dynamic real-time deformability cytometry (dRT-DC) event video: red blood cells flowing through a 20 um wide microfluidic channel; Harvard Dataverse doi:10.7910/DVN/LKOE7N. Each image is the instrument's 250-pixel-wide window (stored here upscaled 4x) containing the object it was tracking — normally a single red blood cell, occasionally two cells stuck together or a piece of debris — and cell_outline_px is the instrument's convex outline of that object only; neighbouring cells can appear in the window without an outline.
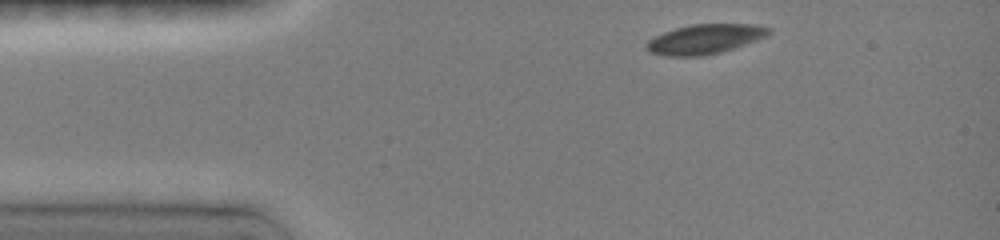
{"species": "common noctule bat (a hibernating species)", "species_latin": "Nyctalus noctula", "temperature_condition": "room temperature", "stored_images_in_passage": 22, "camera_frame_rate_fps": 3000, "um_per_image_px": 0.085, "animal": {"sex": "female", "body_mass_g": 19.0, "forearm_length_mm": 51.5}, "frame": {"image": 1, "passage_image": 1, "time_ms": 0.0, "image_size_px": [1000, 240], "cell_outline_px": [[772, 32], [764, 36], [732, 48], [720, 52], [700, 56], [672, 56], [652, 52], [648, 48], [648, 40], [664, 32], [676, 28], [692, 24], [752, 24], [772, 28]], "centroid_in_image_um": [59.93, 3.3], "position_along_channel_um": 25.1, "area_um2": 20.46}}
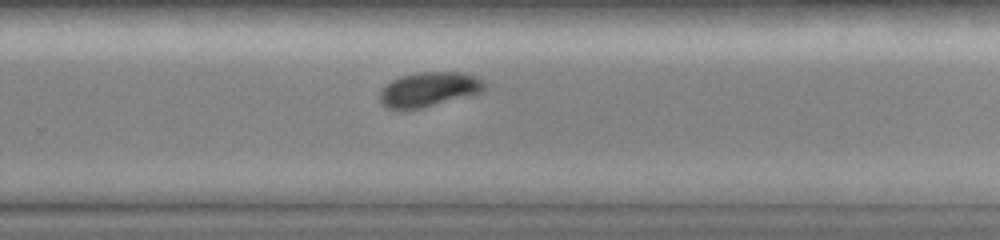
{"frame": {"image": 2, "passage_image": 16, "time_ms": 8.0, "image_size_px": [1000, 240], "cell_outline_px": [[484, 88], [480, 92], [420, 108], [388, 108], [380, 100], [380, 92], [392, 80], [400, 76], [420, 72], [464, 72], [476, 76], [484, 80]], "centroid_in_image_um": [36.48, 7.56], "position_along_channel_um": 293.3, "area_um2": 20.46}}
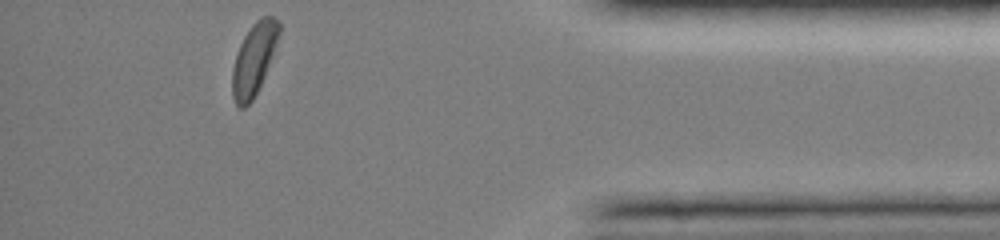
{"frame": {"image": 3, "passage_image": 22, "time_ms": 11.667, "image_size_px": [1000, 240], "cell_outline_px": [[280, 32], [264, 76], [252, 100], [244, 108], [240, 108], [236, 104], [232, 96], [232, 68], [240, 44], [244, 36], [252, 24], [256, 20], [264, 16], [272, 16], [280, 24]], "centroid_in_image_um": [21.56, 5.02], "position_along_channel_um": 413.6, "area_um2": 19.07}, "authors_computed_cell_mechanics": {"area_um2": 21.3571, "velocity_mm_per_s": 4.0183, "shape_relaxation_time_tau1_ms": 2.3678, "shape_relaxation_time_tau2_ms": null, "deformation_change_tau1": 0.1051, "deformation_change_tau2": null}}